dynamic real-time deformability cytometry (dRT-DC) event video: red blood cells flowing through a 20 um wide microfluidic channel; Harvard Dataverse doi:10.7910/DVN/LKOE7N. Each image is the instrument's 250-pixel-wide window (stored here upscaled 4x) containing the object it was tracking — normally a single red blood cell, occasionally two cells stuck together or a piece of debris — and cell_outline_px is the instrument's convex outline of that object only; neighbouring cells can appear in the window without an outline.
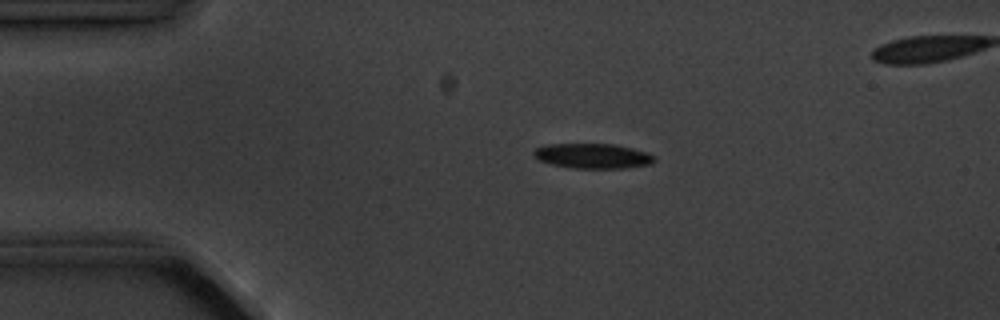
{"species": "common noctule bat (a hibernating species)", "species_latin": "Nyctalus noctula", "temperature_condition": "cold", "stored_images_in_passage": 5, "camera_frame_rate_fps": 3000, "um_per_image_px": 0.085, "animal": {"sex": "male", "body_mass_g": 20.1, "forearm_length_mm": 53.5}, "frame": {"image": 1, "passage_image": 3, "time_ms": 3.0, "image_size_px": [1000, 320], "cell_outline_px": [[656, 160], [652, 164], [624, 168], [572, 168], [552, 164], [540, 160], [532, 152], [536, 148], [548, 144], [612, 144], [632, 148], [648, 152], [656, 156]], "centroid_in_image_um": [50.44, 13.26], "position_along_channel_um": 34.6, "area_um2": 17.51}}